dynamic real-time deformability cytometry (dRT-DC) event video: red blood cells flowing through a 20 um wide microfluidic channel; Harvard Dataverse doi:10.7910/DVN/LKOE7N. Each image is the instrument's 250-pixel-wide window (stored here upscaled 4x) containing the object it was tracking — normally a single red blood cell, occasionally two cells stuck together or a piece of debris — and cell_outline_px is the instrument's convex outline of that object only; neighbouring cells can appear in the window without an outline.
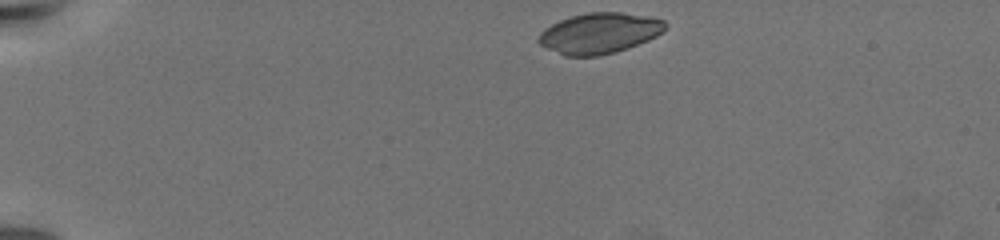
{"species": "common noctule bat (a hibernating species)", "species_latin": "Nyctalus noctula", "temperature_condition": "warm", "stored_images_in_passage": 5, "camera_frame_rate_fps": 3000, "um_per_image_px": 0.085, "animal": {"sex": "female", "body_mass_g": 19.5, "forearm_length_mm": 54.1}, "frame": {"image": 1, "passage_image": 1, "time_ms": 0.0, "image_size_px": [1000, 240], "cell_outline_px": [[668, 24], [656, 36], [648, 40], [628, 48], [616, 52], [600, 56], [564, 56], [540, 44], [536, 40], [540, 32], [544, 28], [560, 20], [572, 16], [588, 12], [620, 12], [648, 16], [664, 20]], "centroid_in_image_um": [50.93, 2.82], "position_along_channel_um": 34.1, "area_um2": 30.0}}